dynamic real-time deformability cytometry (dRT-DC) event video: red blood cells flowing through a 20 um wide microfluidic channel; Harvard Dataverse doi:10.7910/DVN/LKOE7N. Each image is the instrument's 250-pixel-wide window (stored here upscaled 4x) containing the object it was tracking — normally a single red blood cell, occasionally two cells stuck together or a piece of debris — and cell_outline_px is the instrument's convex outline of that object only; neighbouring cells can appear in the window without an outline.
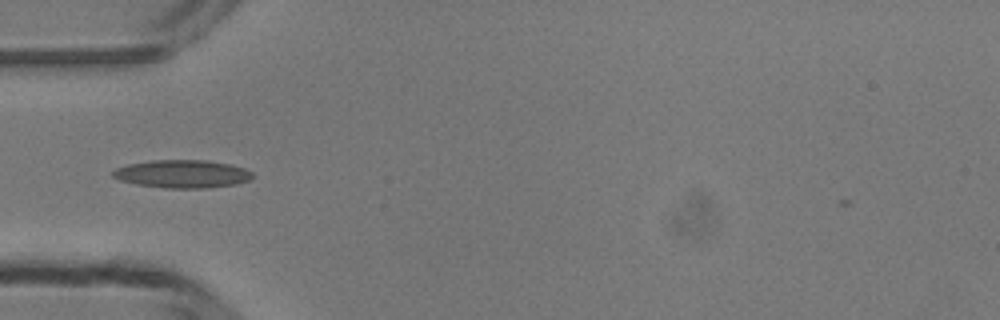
{"species": "common noctule bat (a hibernating species)", "species_latin": "Nyctalus noctula", "temperature_condition": "room temperature", "stored_images_in_passage": 35, "camera_frame_rate_fps": 3000, "um_per_image_px": 0.085, "animal": {"sex": "male", "body_mass_g": 13.3}, "frame": {"image": 1, "passage_image": 2, "time_ms": 0.333, "image_size_px": [1000, 320], "cell_outline_px": [[252, 176], [248, 180], [236, 184], [208, 188], [164, 188], [136, 184], [120, 180], [112, 176], [112, 172], [116, 168], [128, 164], [152, 160], [208, 160], [232, 164], [244, 168], [252, 172]], "centroid_in_image_um": [15.5, 14.78], "position_along_channel_um": 69.5, "area_um2": 22.83}}
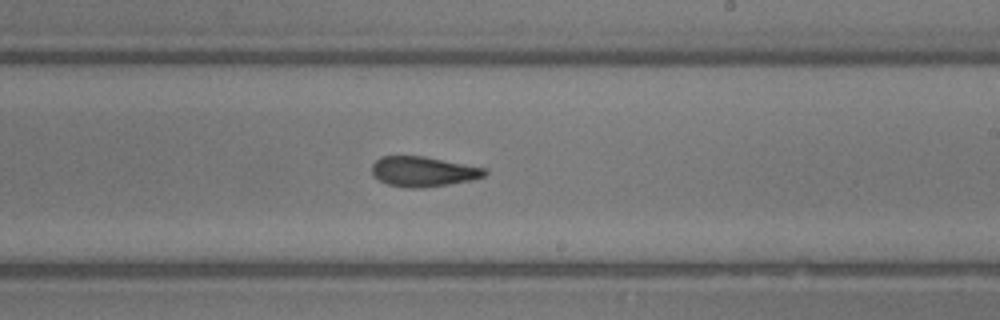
{"frame": {"image": 2, "passage_image": 15, "time_ms": 4.667, "image_size_px": [1000, 320], "cell_outline_px": [[488, 172], [484, 176], [472, 180], [424, 188], [404, 188], [388, 184], [380, 180], [372, 172], [372, 164], [380, 156], [424, 156], [484, 168]], "centroid_in_image_um": [35.96, 14.58], "position_along_channel_um": 253.0, "area_um2": 19.65}}
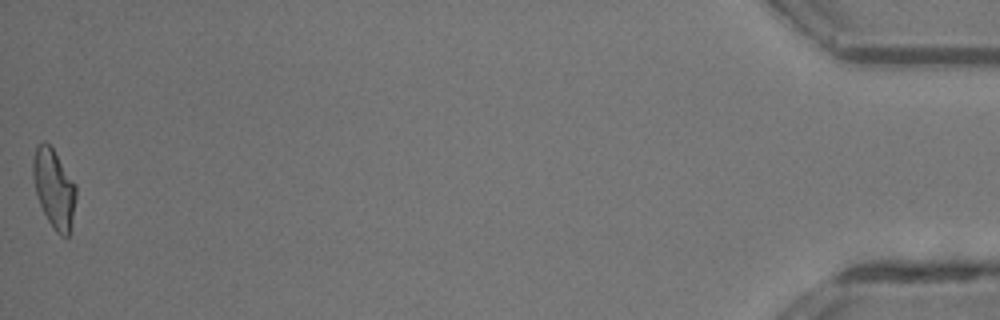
{"frame": {"image": 3, "passage_image": 35, "time_ms": 11.333, "image_size_px": [1000, 320], "cell_outline_px": [[76, 196], [72, 224], [68, 236], [60, 236], [52, 228], [36, 196], [32, 176], [32, 160], [36, 144], [44, 140], [52, 148], [76, 184]], "centroid_in_image_um": [4.57, 16.01], "position_along_channel_um": 430.6, "area_um2": 19.94}, "authors_computed_cell_mechanics": {"area_um2": 19.941, "velocity_mm_per_s": 4.2058, "shape_relaxation_time_tau1_ms": 7.6279, "shape_relaxation_time_tau2_ms": 1.5048, "deformation_change_tau1": 0.2346, "deformation_change_tau2": 0.0954}}